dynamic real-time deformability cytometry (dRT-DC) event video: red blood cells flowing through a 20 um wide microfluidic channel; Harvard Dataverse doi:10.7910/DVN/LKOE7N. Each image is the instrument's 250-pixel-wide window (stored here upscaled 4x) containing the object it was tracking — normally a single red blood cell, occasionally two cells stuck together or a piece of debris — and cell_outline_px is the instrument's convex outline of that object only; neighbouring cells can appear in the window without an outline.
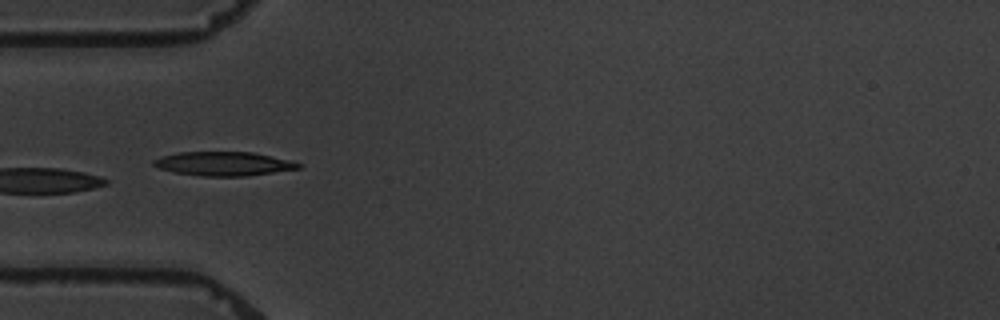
{"species": "common noctule bat (a hibernating species)", "species_latin": "Nyctalus noctula", "temperature_condition": "warm", "stored_images_in_passage": 3, "camera_frame_rate_fps": 3000, "um_per_image_px": 0.085, "animal": {"sex": "male", "body_mass_g": 19.5, "forearm_length_mm": 54.6}, "frame": {"image": 1, "passage_image": 3, "time_ms": 3.0, "image_size_px": [1000, 320], "cell_outline_px": [[304, 164], [300, 168], [244, 176], [204, 176], [172, 172], [160, 168], [152, 164], [152, 160], [164, 156], [180, 152], [252, 152], [292, 160]], "centroid_in_image_um": [19.03, 13.91], "position_along_channel_um": 66.0, "area_um2": 20.11}}